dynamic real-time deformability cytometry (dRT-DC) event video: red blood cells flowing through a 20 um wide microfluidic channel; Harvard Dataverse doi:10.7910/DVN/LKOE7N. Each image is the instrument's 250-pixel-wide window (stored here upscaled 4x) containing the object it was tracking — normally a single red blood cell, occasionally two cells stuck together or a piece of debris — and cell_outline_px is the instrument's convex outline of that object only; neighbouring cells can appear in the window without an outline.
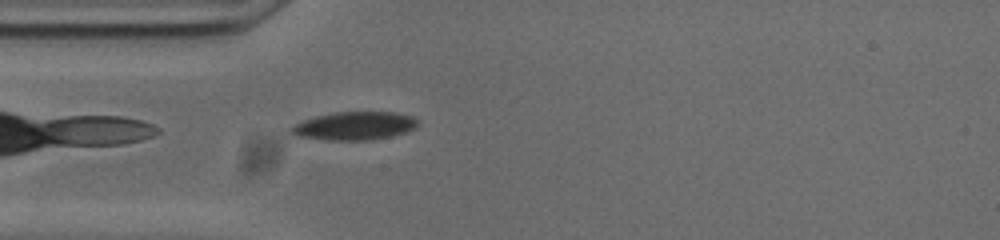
{"species": "common noctule bat (a hibernating species)", "species_latin": "Nyctalus noctula", "temperature_condition": "cold", "stored_images_in_passage": 39, "camera_frame_rate_fps": 3000, "um_per_image_px": 0.085, "animal": {"sex": "male", "body_mass_g": 20.0, "forearm_length_mm": 53.3}, "frame": {"image": 1, "passage_image": 2, "time_ms": 0.333, "image_size_px": [1000, 240], "cell_outline_px": [[420, 124], [416, 128], [408, 132], [392, 136], [372, 140], [328, 140], [296, 136], [292, 132], [292, 128], [296, 124], [304, 120], [316, 116], [336, 112], [392, 112], [412, 116], [420, 120]], "centroid_in_image_um": [30.23, 10.7], "position_along_channel_um": 54.8, "area_um2": 20.87}}
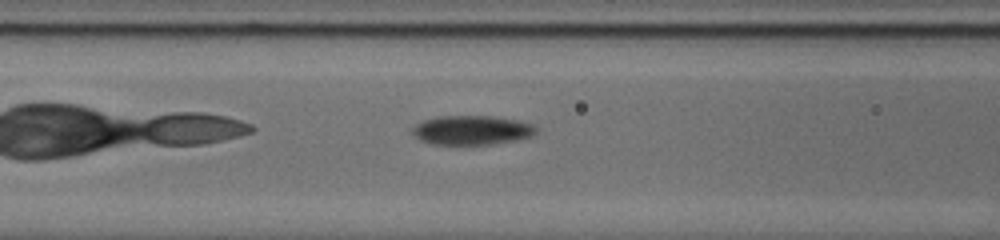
{"frame": {"image": 2, "passage_image": 8, "time_ms": 2.333, "image_size_px": [1000, 240], "cell_outline_px": [[536, 132], [532, 136], [516, 140], [488, 144], [432, 144], [420, 140], [412, 132], [412, 128], [416, 124], [424, 120], [436, 116], [492, 116], [516, 120], [532, 124], [536, 128]], "centroid_in_image_um": [40.09, 11.05], "position_along_channel_um": 126.5, "area_um2": 20.92}}
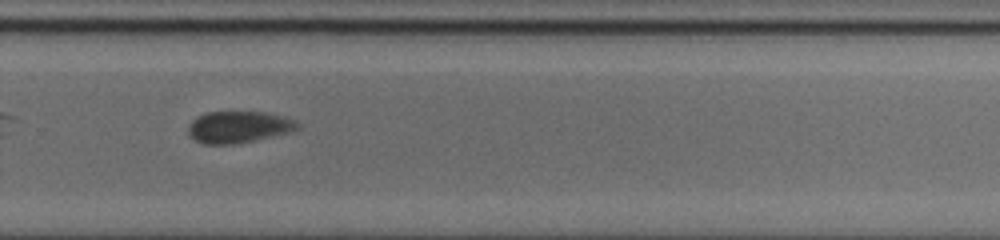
{"frame": {"image": 3, "passage_image": 23, "time_ms": 7.333, "image_size_px": [1000, 240], "cell_outline_px": [[300, 128], [292, 132], [256, 140], [236, 144], [204, 144], [196, 140], [188, 132], [188, 124], [196, 116], [208, 112], [268, 112], [284, 116], [296, 120], [300, 124]], "centroid_in_image_um": [20.33, 10.79], "position_along_channel_um": 309.5, "area_um2": 20.46}, "authors_computed_cell_mechanics": {"area_um2": 20.9236, "velocity_mm_per_s": 3.6664, "shape_relaxation_time_tau1_ms": 7.7693, "shape_relaxation_time_tau2_ms": 3.4194, "deformation_change_tau1": 0.1304, "deformation_change_tau2": 0.0781}}